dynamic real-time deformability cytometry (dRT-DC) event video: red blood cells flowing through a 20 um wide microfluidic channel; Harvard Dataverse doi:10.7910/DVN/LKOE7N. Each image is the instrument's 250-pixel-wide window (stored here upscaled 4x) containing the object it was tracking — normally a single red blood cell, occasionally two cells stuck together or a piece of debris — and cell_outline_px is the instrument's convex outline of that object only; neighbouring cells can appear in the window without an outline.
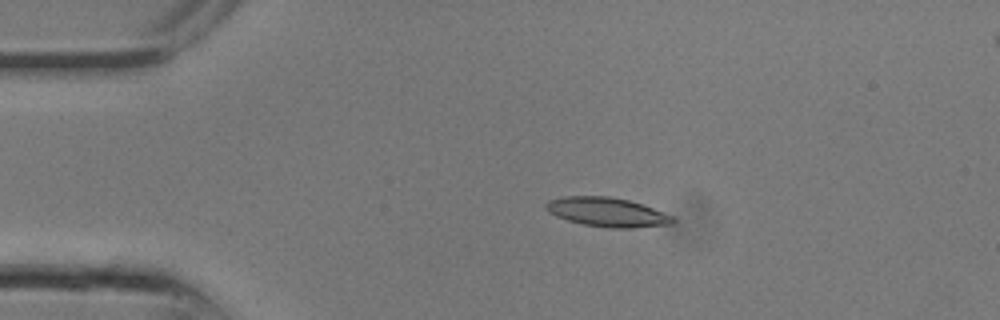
{"species": "common noctule bat (a hibernating species)", "species_latin": "Nyctalus noctula", "temperature_condition": "room temperature", "stored_images_in_passage": 6, "camera_frame_rate_fps": 3000, "um_per_image_px": 0.085, "animal": {"sex": "male", "body_mass_g": 13.3}, "frame": {"image": 1, "passage_image": 2, "time_ms": 0.333, "image_size_px": [1000, 320], "cell_outline_px": [[676, 220], [672, 224], [636, 228], [608, 228], [584, 224], [568, 220], [556, 216], [548, 212], [544, 208], [544, 204], [548, 200], [564, 196], [608, 196], [628, 200], [652, 208], [672, 216]], "centroid_in_image_um": [51.57, 18.03], "position_along_channel_um": 33.4, "area_um2": 21.56}}
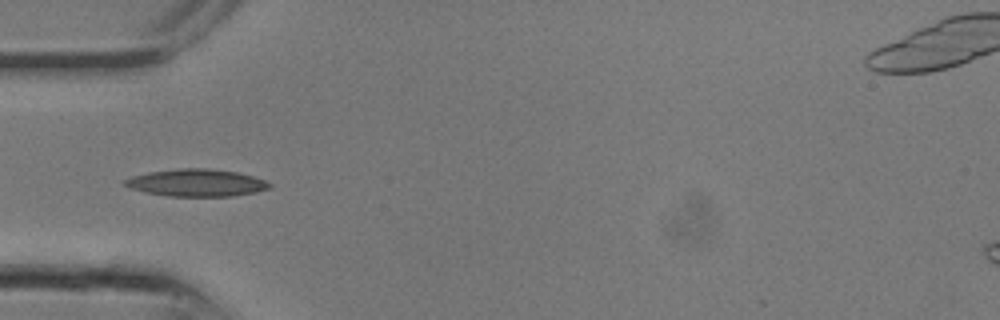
{"frame": {"image": 2, "passage_image": 5, "time_ms": 1.333, "image_size_px": [1000, 320], "cell_outline_px": [[272, 188], [256, 192], [232, 196], [168, 196], [144, 192], [128, 188], [124, 184], [124, 180], [132, 176], [148, 172], [180, 168], [208, 168], [236, 172], [252, 176], [264, 180], [272, 184]], "centroid_in_image_um": [16.69, 15.54], "position_along_channel_um": 68.3, "area_um2": 23.06}}